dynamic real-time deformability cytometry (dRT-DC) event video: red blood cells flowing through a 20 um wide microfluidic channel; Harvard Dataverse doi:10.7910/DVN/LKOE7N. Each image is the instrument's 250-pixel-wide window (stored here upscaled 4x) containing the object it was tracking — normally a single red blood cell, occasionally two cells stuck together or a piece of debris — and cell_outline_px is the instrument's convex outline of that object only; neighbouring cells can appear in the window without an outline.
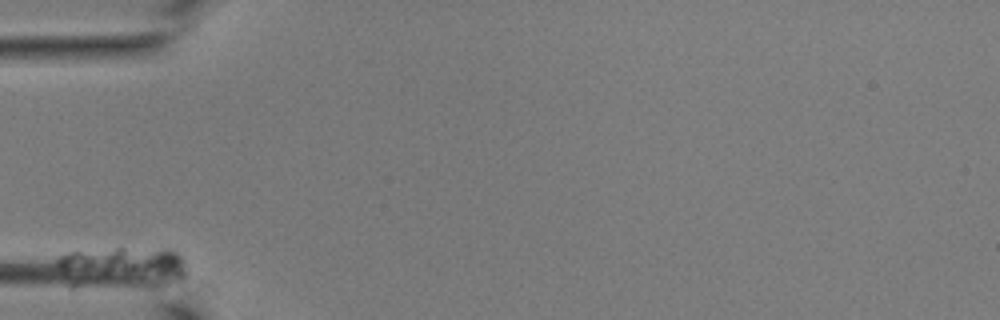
{"species": "common noctule bat (a hibernating species)", "species_latin": "Nyctalus noctula", "temperature_condition": "room temperature", "stored_images_in_passage": 38, "camera_frame_rate_fps": 3000, "um_per_image_px": 0.085, "animal": {"sex": "male", "body_mass_g": 19.0, "forearm_length_mm": 50.8}, "frame": {"image": 1, "passage_image": 1, "time_ms": 0.0, "image_size_px": [1000, 320], "cell_outline_px": [[184, 276], [176, 276], [60, 268], [56, 264], [56, 256], [68, 252], [116, 244], [120, 244], [168, 248], [176, 252], [180, 256], [184, 272]], "centroid_in_image_um": [10.58, 22.1], "position_along_channel_um": 74.4, "area_um2": 21.79}}
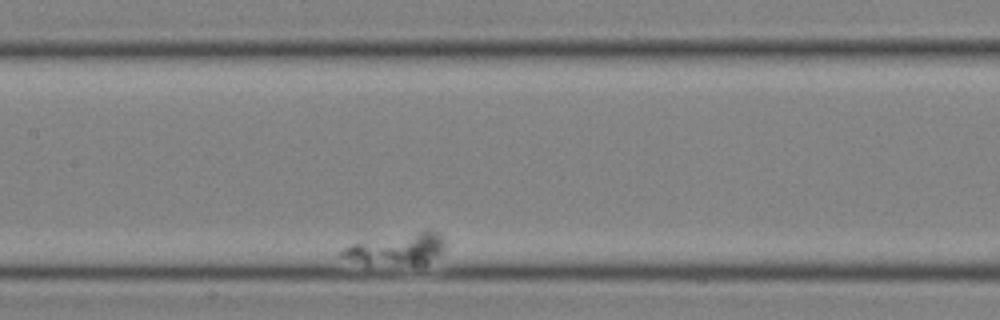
{"frame": {"image": 2, "passage_image": 18, "time_ms": 5.667, "image_size_px": [1000, 320], "cell_outline_px": [[444, 252], [424, 264], [364, 264], [340, 256], [340, 252], [344, 248], [352, 244], [420, 232], [440, 232], [444, 240]], "centroid_in_image_um": [33.78, 21.21], "position_along_channel_um": 173.6, "area_um2": 18.09}}
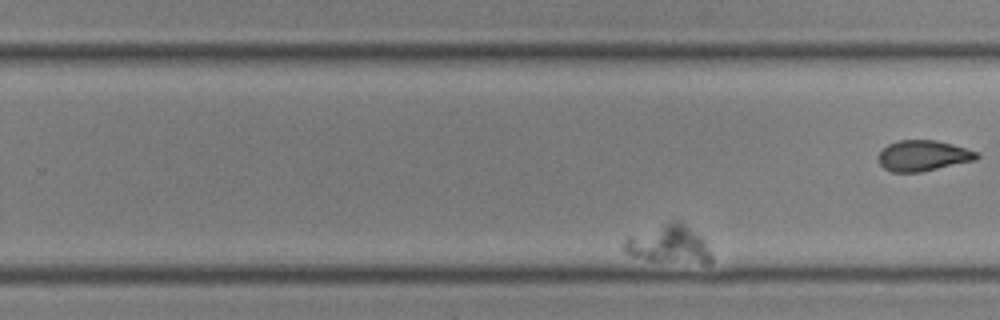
{"frame": {"image": 3, "passage_image": 31, "time_ms": 10.0, "image_size_px": [1000, 320], "cell_outline_px": [[712, 260], [708, 264], [704, 264], [648, 260], [632, 256], [624, 252], [620, 248], [620, 244], [628, 236], [672, 220], [676, 220], [684, 224], [696, 232], [704, 240], [712, 252]], "centroid_in_image_um": [56.82, 20.78], "position_along_channel_um": 273.0, "area_um2": 19.77}}